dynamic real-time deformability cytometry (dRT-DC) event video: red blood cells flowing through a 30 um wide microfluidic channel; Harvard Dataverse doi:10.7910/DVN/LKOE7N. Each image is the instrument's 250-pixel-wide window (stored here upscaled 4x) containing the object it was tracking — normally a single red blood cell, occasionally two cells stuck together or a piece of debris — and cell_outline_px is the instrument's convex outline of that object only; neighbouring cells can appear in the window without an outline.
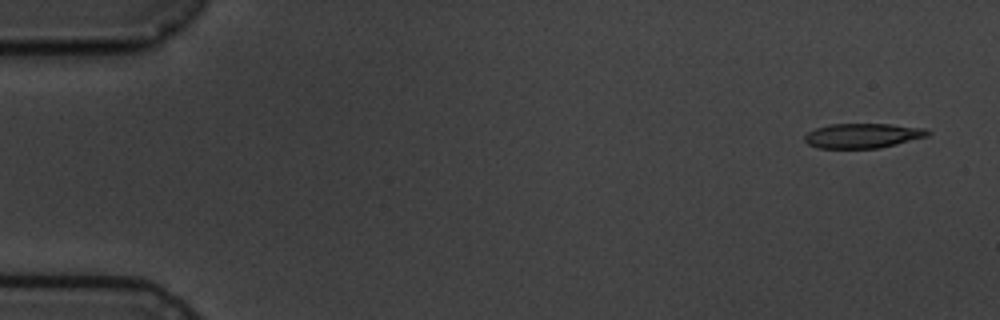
{"species": "common noctule bat (a hibernating species)", "species_latin": "Nyctalus noctula", "temperature_condition": "cold", "stored_images_in_passage": 6, "camera_frame_rate_fps": 3000, "um_per_image_px": 0.085, "animal": {"sex": "male", "body_mass_g": 19.5, "forearm_length_mm": 54.6}, "frame": {"image": 1, "passage_image": 1, "time_ms": 0.0, "image_size_px": [1000, 320], "cell_outline_px": [[932, 132], [928, 136], [880, 148], [816, 148], [808, 144], [804, 140], [804, 136], [808, 132], [816, 128], [832, 124], [888, 124], [924, 128]], "centroid_in_image_um": [73.32, 11.53], "position_along_channel_um": 11.7, "area_um2": 17.69}}